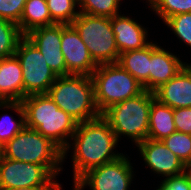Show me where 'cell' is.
<instances>
[{"label":"cell","mask_w":191,"mask_h":190,"mask_svg":"<svg viewBox=\"0 0 191 190\" xmlns=\"http://www.w3.org/2000/svg\"><path fill=\"white\" fill-rule=\"evenodd\" d=\"M70 140L63 151V161L67 158L69 149L73 150V183L90 169L115 161L124 155L118 151L116 153L115 148L119 140L102 116L78 123Z\"/></svg>","instance_id":"6da1fadb"},{"label":"cell","mask_w":191,"mask_h":190,"mask_svg":"<svg viewBox=\"0 0 191 190\" xmlns=\"http://www.w3.org/2000/svg\"><path fill=\"white\" fill-rule=\"evenodd\" d=\"M176 131L191 135V107L173 109Z\"/></svg>","instance_id":"f1b7e54d"},{"label":"cell","mask_w":191,"mask_h":190,"mask_svg":"<svg viewBox=\"0 0 191 190\" xmlns=\"http://www.w3.org/2000/svg\"><path fill=\"white\" fill-rule=\"evenodd\" d=\"M151 172L168 178L185 172L186 165L162 141L147 138L136 145Z\"/></svg>","instance_id":"4fadbf2b"},{"label":"cell","mask_w":191,"mask_h":190,"mask_svg":"<svg viewBox=\"0 0 191 190\" xmlns=\"http://www.w3.org/2000/svg\"><path fill=\"white\" fill-rule=\"evenodd\" d=\"M2 156V146L0 145V157Z\"/></svg>","instance_id":"836d02e7"},{"label":"cell","mask_w":191,"mask_h":190,"mask_svg":"<svg viewBox=\"0 0 191 190\" xmlns=\"http://www.w3.org/2000/svg\"><path fill=\"white\" fill-rule=\"evenodd\" d=\"M187 63L179 56L158 45L150 56V91L154 92L162 84L174 77Z\"/></svg>","instance_id":"2e32d148"},{"label":"cell","mask_w":191,"mask_h":190,"mask_svg":"<svg viewBox=\"0 0 191 190\" xmlns=\"http://www.w3.org/2000/svg\"><path fill=\"white\" fill-rule=\"evenodd\" d=\"M71 25L79 33L98 65L118 62L120 53L111 26V18L79 13Z\"/></svg>","instance_id":"52a82bcc"},{"label":"cell","mask_w":191,"mask_h":190,"mask_svg":"<svg viewBox=\"0 0 191 190\" xmlns=\"http://www.w3.org/2000/svg\"><path fill=\"white\" fill-rule=\"evenodd\" d=\"M12 109L19 116L16 121L9 114L0 117V145L4 146L25 127V114L21 101L0 102V109Z\"/></svg>","instance_id":"44dd1931"},{"label":"cell","mask_w":191,"mask_h":190,"mask_svg":"<svg viewBox=\"0 0 191 190\" xmlns=\"http://www.w3.org/2000/svg\"><path fill=\"white\" fill-rule=\"evenodd\" d=\"M15 56L22 69L24 98L34 94H47L58 76L48 66L39 49L24 36L19 41Z\"/></svg>","instance_id":"ba28073f"},{"label":"cell","mask_w":191,"mask_h":190,"mask_svg":"<svg viewBox=\"0 0 191 190\" xmlns=\"http://www.w3.org/2000/svg\"><path fill=\"white\" fill-rule=\"evenodd\" d=\"M152 2V0H146L145 3H148V5Z\"/></svg>","instance_id":"e575fe53"},{"label":"cell","mask_w":191,"mask_h":190,"mask_svg":"<svg viewBox=\"0 0 191 190\" xmlns=\"http://www.w3.org/2000/svg\"><path fill=\"white\" fill-rule=\"evenodd\" d=\"M129 156H121L102 166L90 169L74 184L81 190L88 186L90 190H128L130 189L134 171Z\"/></svg>","instance_id":"30bf717a"},{"label":"cell","mask_w":191,"mask_h":190,"mask_svg":"<svg viewBox=\"0 0 191 190\" xmlns=\"http://www.w3.org/2000/svg\"><path fill=\"white\" fill-rule=\"evenodd\" d=\"M154 99V92L143 90L139 95L111 106L102 117L118 140L126 136L137 145L148 138L149 112Z\"/></svg>","instance_id":"5b68a950"},{"label":"cell","mask_w":191,"mask_h":190,"mask_svg":"<svg viewBox=\"0 0 191 190\" xmlns=\"http://www.w3.org/2000/svg\"><path fill=\"white\" fill-rule=\"evenodd\" d=\"M47 94L59 108L78 123L102 116L95 102L94 84L91 76H58Z\"/></svg>","instance_id":"3957f363"},{"label":"cell","mask_w":191,"mask_h":190,"mask_svg":"<svg viewBox=\"0 0 191 190\" xmlns=\"http://www.w3.org/2000/svg\"><path fill=\"white\" fill-rule=\"evenodd\" d=\"M61 51L66 64V76H91L98 66L72 25H66L61 31Z\"/></svg>","instance_id":"8fae6325"},{"label":"cell","mask_w":191,"mask_h":190,"mask_svg":"<svg viewBox=\"0 0 191 190\" xmlns=\"http://www.w3.org/2000/svg\"><path fill=\"white\" fill-rule=\"evenodd\" d=\"M73 190H81L78 186H76L74 183H73Z\"/></svg>","instance_id":"d6a6232c"},{"label":"cell","mask_w":191,"mask_h":190,"mask_svg":"<svg viewBox=\"0 0 191 190\" xmlns=\"http://www.w3.org/2000/svg\"><path fill=\"white\" fill-rule=\"evenodd\" d=\"M160 103L176 108L191 107V66L187 63L174 77L154 91Z\"/></svg>","instance_id":"5bb4252c"},{"label":"cell","mask_w":191,"mask_h":190,"mask_svg":"<svg viewBox=\"0 0 191 190\" xmlns=\"http://www.w3.org/2000/svg\"><path fill=\"white\" fill-rule=\"evenodd\" d=\"M24 83L22 69L18 58L0 59V102L22 101Z\"/></svg>","instance_id":"e0dca14e"},{"label":"cell","mask_w":191,"mask_h":190,"mask_svg":"<svg viewBox=\"0 0 191 190\" xmlns=\"http://www.w3.org/2000/svg\"><path fill=\"white\" fill-rule=\"evenodd\" d=\"M24 36L18 24L0 18V59L15 55L19 41Z\"/></svg>","instance_id":"7402d4cb"},{"label":"cell","mask_w":191,"mask_h":190,"mask_svg":"<svg viewBox=\"0 0 191 190\" xmlns=\"http://www.w3.org/2000/svg\"><path fill=\"white\" fill-rule=\"evenodd\" d=\"M185 173H186V175L189 179L190 185H191V163L186 166Z\"/></svg>","instance_id":"1f68e13d"},{"label":"cell","mask_w":191,"mask_h":190,"mask_svg":"<svg viewBox=\"0 0 191 190\" xmlns=\"http://www.w3.org/2000/svg\"><path fill=\"white\" fill-rule=\"evenodd\" d=\"M11 190H62L61 184L59 187H25V188H16Z\"/></svg>","instance_id":"4dcf8cb0"},{"label":"cell","mask_w":191,"mask_h":190,"mask_svg":"<svg viewBox=\"0 0 191 190\" xmlns=\"http://www.w3.org/2000/svg\"><path fill=\"white\" fill-rule=\"evenodd\" d=\"M175 131L173 109L154 99L149 112L148 138L161 141Z\"/></svg>","instance_id":"d6986e66"},{"label":"cell","mask_w":191,"mask_h":190,"mask_svg":"<svg viewBox=\"0 0 191 190\" xmlns=\"http://www.w3.org/2000/svg\"><path fill=\"white\" fill-rule=\"evenodd\" d=\"M2 156L45 166L55 177L63 170V150L51 139L26 126L2 146Z\"/></svg>","instance_id":"277c9868"},{"label":"cell","mask_w":191,"mask_h":190,"mask_svg":"<svg viewBox=\"0 0 191 190\" xmlns=\"http://www.w3.org/2000/svg\"><path fill=\"white\" fill-rule=\"evenodd\" d=\"M164 23L176 35L179 42L181 41L191 48V12L174 15Z\"/></svg>","instance_id":"4316f807"},{"label":"cell","mask_w":191,"mask_h":190,"mask_svg":"<svg viewBox=\"0 0 191 190\" xmlns=\"http://www.w3.org/2000/svg\"><path fill=\"white\" fill-rule=\"evenodd\" d=\"M66 24H53L32 29L25 36L39 49L48 66L57 76H66L61 51V31Z\"/></svg>","instance_id":"7c38bea8"},{"label":"cell","mask_w":191,"mask_h":190,"mask_svg":"<svg viewBox=\"0 0 191 190\" xmlns=\"http://www.w3.org/2000/svg\"><path fill=\"white\" fill-rule=\"evenodd\" d=\"M152 41L144 48L120 54L118 64L128 71L146 91H150V56L157 47Z\"/></svg>","instance_id":"ac0fdd59"},{"label":"cell","mask_w":191,"mask_h":190,"mask_svg":"<svg viewBox=\"0 0 191 190\" xmlns=\"http://www.w3.org/2000/svg\"><path fill=\"white\" fill-rule=\"evenodd\" d=\"M26 1L27 0H0V18L18 24Z\"/></svg>","instance_id":"83f0119b"},{"label":"cell","mask_w":191,"mask_h":190,"mask_svg":"<svg viewBox=\"0 0 191 190\" xmlns=\"http://www.w3.org/2000/svg\"><path fill=\"white\" fill-rule=\"evenodd\" d=\"M148 6L163 22L174 15L191 12V0H152Z\"/></svg>","instance_id":"d4e9b609"},{"label":"cell","mask_w":191,"mask_h":190,"mask_svg":"<svg viewBox=\"0 0 191 190\" xmlns=\"http://www.w3.org/2000/svg\"><path fill=\"white\" fill-rule=\"evenodd\" d=\"M101 115L111 106L139 95L143 86L118 63L99 64L91 75Z\"/></svg>","instance_id":"8992f818"},{"label":"cell","mask_w":191,"mask_h":190,"mask_svg":"<svg viewBox=\"0 0 191 190\" xmlns=\"http://www.w3.org/2000/svg\"><path fill=\"white\" fill-rule=\"evenodd\" d=\"M45 166L0 157V190L25 187H59Z\"/></svg>","instance_id":"9c48e42d"},{"label":"cell","mask_w":191,"mask_h":190,"mask_svg":"<svg viewBox=\"0 0 191 190\" xmlns=\"http://www.w3.org/2000/svg\"><path fill=\"white\" fill-rule=\"evenodd\" d=\"M55 24L52 21L46 0H27L18 26L26 35L32 29Z\"/></svg>","instance_id":"ffe728a7"},{"label":"cell","mask_w":191,"mask_h":190,"mask_svg":"<svg viewBox=\"0 0 191 190\" xmlns=\"http://www.w3.org/2000/svg\"><path fill=\"white\" fill-rule=\"evenodd\" d=\"M52 18L56 24L71 25L78 17V0H46ZM77 5V6H76Z\"/></svg>","instance_id":"603a6c76"},{"label":"cell","mask_w":191,"mask_h":190,"mask_svg":"<svg viewBox=\"0 0 191 190\" xmlns=\"http://www.w3.org/2000/svg\"><path fill=\"white\" fill-rule=\"evenodd\" d=\"M121 0H78V9L80 13L108 17L120 14Z\"/></svg>","instance_id":"cb8c5ba5"},{"label":"cell","mask_w":191,"mask_h":190,"mask_svg":"<svg viewBox=\"0 0 191 190\" xmlns=\"http://www.w3.org/2000/svg\"><path fill=\"white\" fill-rule=\"evenodd\" d=\"M157 188V190H191V185L184 172L178 176L163 179Z\"/></svg>","instance_id":"f546056e"},{"label":"cell","mask_w":191,"mask_h":190,"mask_svg":"<svg viewBox=\"0 0 191 190\" xmlns=\"http://www.w3.org/2000/svg\"><path fill=\"white\" fill-rule=\"evenodd\" d=\"M186 166L191 163V135L175 131L161 140Z\"/></svg>","instance_id":"484cf974"},{"label":"cell","mask_w":191,"mask_h":190,"mask_svg":"<svg viewBox=\"0 0 191 190\" xmlns=\"http://www.w3.org/2000/svg\"><path fill=\"white\" fill-rule=\"evenodd\" d=\"M111 26L120 54L144 48L151 42L147 40L148 31L146 28L137 23L134 18L122 15L121 12L111 17Z\"/></svg>","instance_id":"9a60e30c"},{"label":"cell","mask_w":191,"mask_h":190,"mask_svg":"<svg viewBox=\"0 0 191 190\" xmlns=\"http://www.w3.org/2000/svg\"><path fill=\"white\" fill-rule=\"evenodd\" d=\"M21 102L25 126L37 130L64 151L76 131L78 122L59 108L48 94L29 95Z\"/></svg>","instance_id":"7a4b0ae2"}]
</instances>
